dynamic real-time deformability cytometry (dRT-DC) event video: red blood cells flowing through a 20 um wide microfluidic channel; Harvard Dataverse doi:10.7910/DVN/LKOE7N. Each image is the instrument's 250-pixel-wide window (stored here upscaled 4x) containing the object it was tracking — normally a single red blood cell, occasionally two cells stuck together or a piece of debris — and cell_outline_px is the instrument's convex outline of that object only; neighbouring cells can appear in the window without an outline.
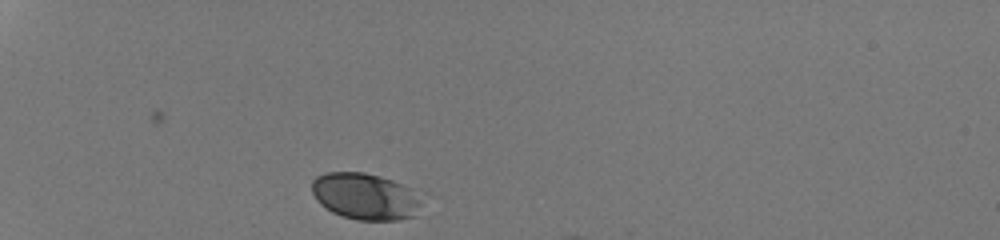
{"species": "human", "species_latin": "Homo sapiens", "temperature_condition": "room temperature", "stored_images_in_passage": 30, "camera_frame_rate_fps": 3000, "um_per_image_px": 0.085, "donor": {"sex": "male"}, "frame": {"image": 1, "passage_image": 1, "time_ms": 0.0, "image_size_px": [1000, 240], "cell_outline_px": [[420, 204], [416, 216], [400, 220], [356, 220], [332, 212], [320, 204], [316, 200], [312, 192], [312, 180], [316, 176], [324, 172], [364, 172], [380, 176], [392, 180], [416, 192], [420, 196]], "centroid_in_image_um": [31.02, 16.69], "position_along_channel_um": 54.0, "area_um2": 29.88}}
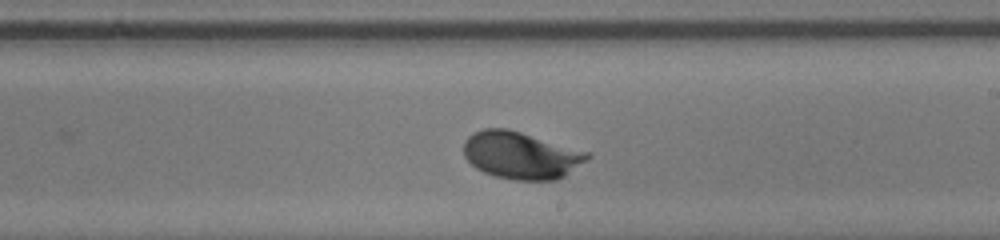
{"frame": {"image": 2, "passage_image": 18, "time_ms": 5.667, "image_size_px": [1000, 240], "cell_outline_px": [[592, 156], [564, 176], [556, 180], [516, 180], [496, 176], [484, 172], [476, 168], [464, 156], [464, 140], [472, 132], [484, 128], [508, 128], [588, 152]], "centroid_in_image_um": [44.26, 13.19], "position_along_channel_um": 244.7, "area_um2": 33.87}}
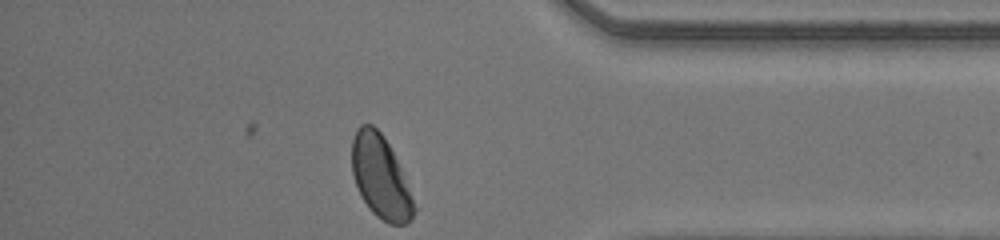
{"frame": {"image": 3, "passage_image": 30, "time_ms": 9.667, "image_size_px": [1000, 240], "cell_outline_px": [[416, 208], [412, 220], [404, 224], [388, 224], [376, 216], [368, 208], [360, 196], [352, 172], [352, 140], [356, 128], [360, 124], [372, 124], [384, 136], [400, 168]], "centroid_in_image_um": [32.32, 15.06], "position_along_channel_um": 402.9, "area_um2": 29.71}, "authors_computed_cell_mechanics": {"area_um2": 31.1253, "velocity_mm_per_s": 4.1987, "shape_relaxation_time_tau1_ms": 2.0449, "shape_relaxation_time_tau2_ms": null, "deformation_change_tau1": 0.1043, "deformation_change_tau2": null}}